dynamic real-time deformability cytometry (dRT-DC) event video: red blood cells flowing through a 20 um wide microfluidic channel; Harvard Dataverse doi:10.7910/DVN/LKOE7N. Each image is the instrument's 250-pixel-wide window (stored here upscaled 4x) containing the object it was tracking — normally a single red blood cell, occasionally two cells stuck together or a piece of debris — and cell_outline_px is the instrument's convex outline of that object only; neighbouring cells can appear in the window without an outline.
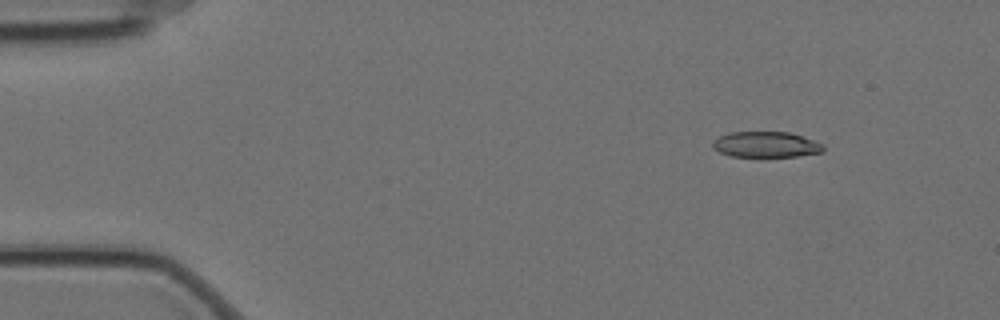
{"species": "Egyptian fruit bat (a non-hibernating species)", "species_latin": "Rousettus aegyptiacus", "temperature_condition": "cold", "stored_images_in_passage": 9, "camera_frame_rate_fps": 3000, "um_per_image_px": 0.085, "animal": {"sex": "female"}, "frame": {"image": 1, "passage_image": 3, "time_ms": 0.667, "image_size_px": [1000, 320], "cell_outline_px": [[824, 152], [796, 156], [732, 156], [720, 152], [712, 148], [712, 144], [720, 136], [728, 132], [788, 132], [824, 144]], "centroid_in_image_um": [65.11, 12.28], "position_along_channel_um": 19.9, "area_um2": 16.36}}
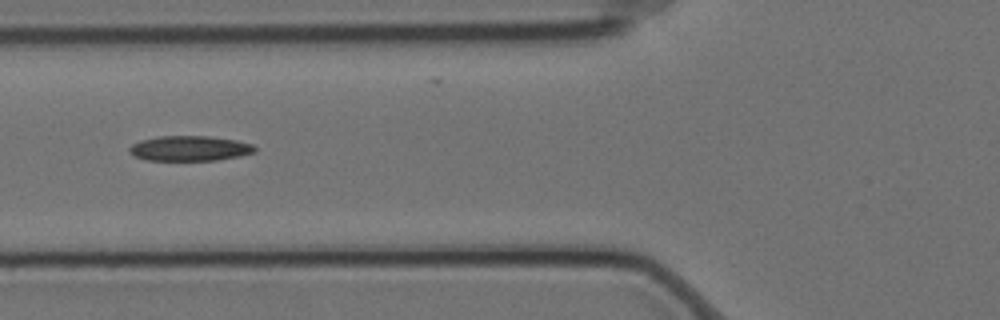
{"frame": {"image": 2, "passage_image": 7, "time_ms": 2.0, "image_size_px": [1000, 320], "cell_outline_px": [[256, 152], [240, 156], [216, 160], [144, 160], [132, 156], [128, 152], [128, 148], [132, 144], [140, 140], [160, 136], [208, 136], [236, 140], [252, 144], [256, 148]], "centroid_in_image_um": [16.09, 12.61], "position_along_channel_um": 109.7, "area_um2": 18.5}}
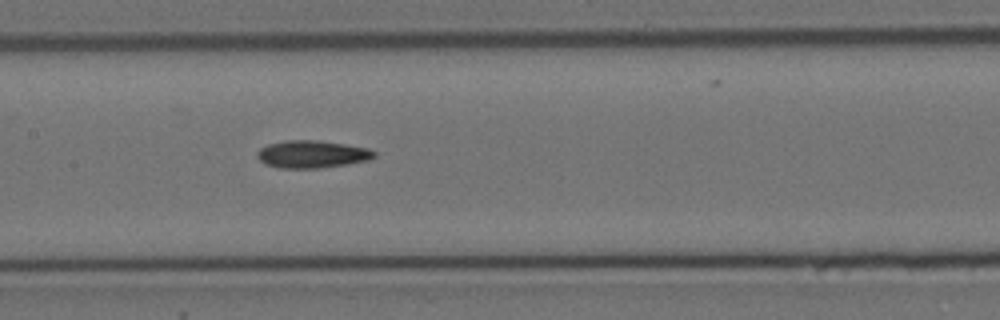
{"frame": {"image": 3, "passage_image": 9, "time_ms": 2.667, "image_size_px": [1000, 320], "cell_outline_px": [[376, 156], [368, 160], [348, 164], [316, 168], [276, 168], [264, 164], [256, 156], [256, 152], [260, 148], [268, 144], [284, 140], [316, 140], [344, 144], [368, 148], [376, 152]], "centroid_in_image_um": [26.48, 13.11], "position_along_channel_um": 180.9, "area_um2": 18.84}}